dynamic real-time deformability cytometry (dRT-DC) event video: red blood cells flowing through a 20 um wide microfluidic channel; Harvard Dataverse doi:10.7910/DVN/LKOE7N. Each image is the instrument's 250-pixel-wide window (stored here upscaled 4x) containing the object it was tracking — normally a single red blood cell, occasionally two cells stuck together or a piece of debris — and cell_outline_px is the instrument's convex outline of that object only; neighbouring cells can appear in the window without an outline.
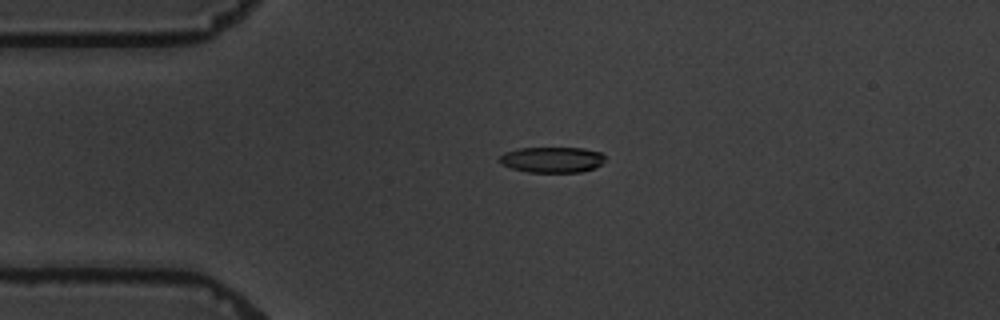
{"species": "common noctule bat (a hibernating species)", "species_latin": "Nyctalus noctula", "temperature_condition": "warm", "stored_images_in_passage": 5, "camera_frame_rate_fps": 3000, "um_per_image_px": 0.085, "animal": {"sex": "male", "body_mass_g": 19.5, "forearm_length_mm": 54.6}, "frame": {"image": 1, "passage_image": 3, "time_ms": 2.667, "image_size_px": [1000, 320], "cell_outline_px": [[604, 160], [596, 168], [580, 172], [528, 172], [512, 168], [500, 164], [500, 156], [504, 152], [520, 148], [584, 148], [600, 152], [604, 156]], "centroid_in_image_um": [46.92, 13.57], "position_along_channel_um": 38.1, "area_um2": 15.78}}
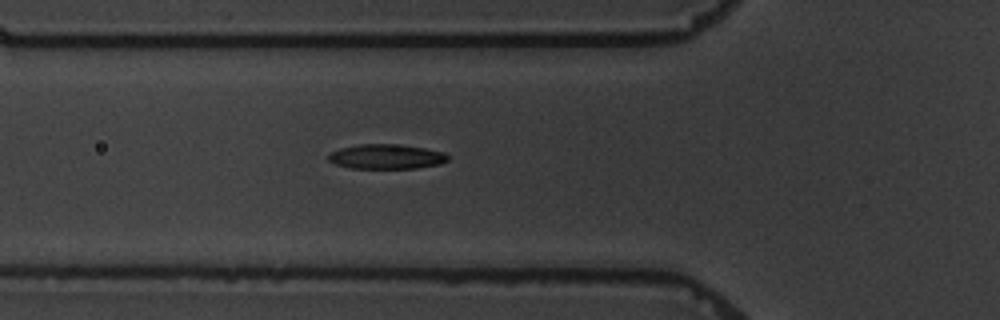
{"frame": {"image": 2, "passage_image": 5, "time_ms": 5.0, "image_size_px": [1000, 320], "cell_outline_px": [[448, 160], [440, 164], [416, 168], [352, 168], [336, 164], [328, 160], [328, 156], [332, 152], [340, 148], [356, 144], [392, 144], [424, 148], [444, 152], [448, 156]], "centroid_in_image_um": [32.84, 13.31], "position_along_channel_um": 93.0, "area_um2": 17.05}}